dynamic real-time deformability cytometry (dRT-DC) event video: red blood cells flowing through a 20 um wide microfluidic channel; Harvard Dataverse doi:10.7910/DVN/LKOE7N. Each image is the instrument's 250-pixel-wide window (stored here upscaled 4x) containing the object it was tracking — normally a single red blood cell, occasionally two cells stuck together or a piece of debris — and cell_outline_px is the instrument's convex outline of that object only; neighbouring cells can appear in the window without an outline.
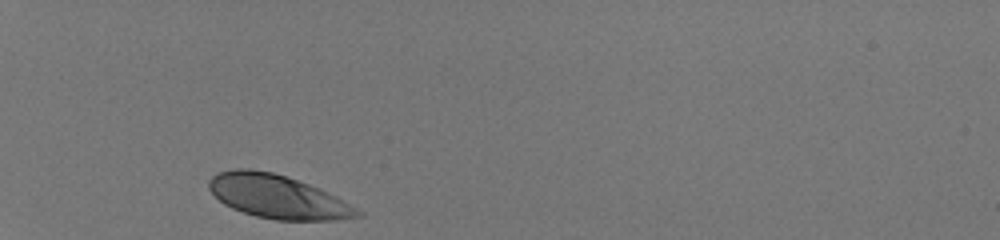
{"species": "human", "species_latin": "Homo sapiens", "temperature_condition": "room temperature", "stored_images_in_passage": 29, "camera_frame_rate_fps": 3000, "um_per_image_px": 0.085, "donor": {"sex": "male"}, "frame": {"image": 1, "passage_image": 1, "time_ms": 0.0, "image_size_px": [1000, 240], "cell_outline_px": [[364, 212], [360, 216], [336, 220], [276, 220], [256, 216], [232, 208], [224, 204], [208, 188], [208, 180], [212, 176], [220, 172], [236, 168], [248, 168], [272, 172], [320, 188], [336, 196]], "centroid_in_image_um": [23.6, 16.72], "position_along_channel_um": 61.4, "area_um2": 37.4}}
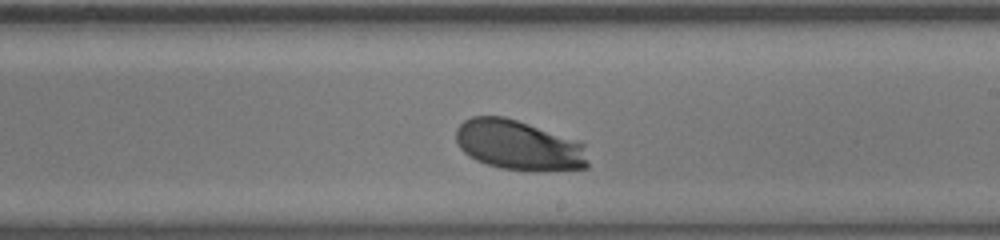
{"frame": {"image": 2, "passage_image": 17, "time_ms": 5.333, "image_size_px": [1000, 240], "cell_outline_px": [[588, 168], [540, 172], [532, 172], [500, 168], [476, 160], [468, 156], [460, 148], [456, 140], [456, 128], [464, 120], [472, 116], [504, 116], [528, 124], [584, 144], [588, 164]], "centroid_in_image_um": [44.06, 12.37], "position_along_channel_um": 244.9, "area_um2": 38.44}}
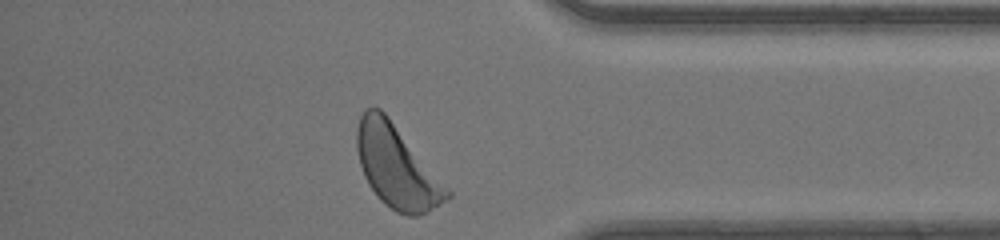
{"frame": {"image": 3, "passage_image": 29, "time_ms": 9.333, "image_size_px": [1000, 240], "cell_outline_px": [[452, 196], [448, 200], [428, 212], [416, 216], [408, 216], [396, 212], [384, 204], [380, 200], [368, 184], [364, 176], [360, 164], [356, 148], [356, 128], [360, 116], [364, 108], [380, 108], [388, 116], [452, 192]], "centroid_in_image_um": [33.71, 14.19], "position_along_channel_um": 401.5, "area_um2": 43.29}, "authors_computed_cell_mechanics": {"area_um2": 38.437, "velocity_mm_per_s": 4.0881, "shape_relaxation_time_tau1_ms": 1.4457, "shape_relaxation_time_tau2_ms": 3.4882, "deformation_change_tau1": 0.1345, "deformation_change_tau2": 0.093}}